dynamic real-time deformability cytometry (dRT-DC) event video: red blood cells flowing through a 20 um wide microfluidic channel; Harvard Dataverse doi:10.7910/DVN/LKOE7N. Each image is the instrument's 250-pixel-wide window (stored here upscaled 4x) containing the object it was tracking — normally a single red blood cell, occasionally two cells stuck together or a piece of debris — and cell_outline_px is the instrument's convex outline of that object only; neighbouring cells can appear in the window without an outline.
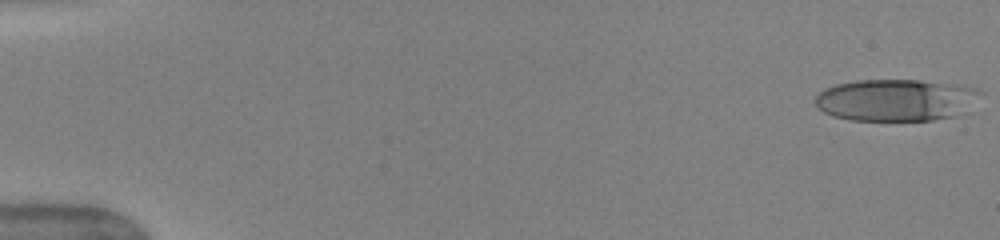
{"species": "human", "species_latin": "Homo sapiens", "temperature_condition": "warm", "stored_images_in_passage": 50, "camera_frame_rate_fps": 3000, "um_per_image_px": 0.085, "donor": {"sex": "female"}, "frame": {"image": 1, "passage_image": 1, "time_ms": 0.0, "image_size_px": [1000, 240], "cell_outline_px": [[984, 92], [956, 116], [932, 120], [852, 120], [832, 116], [824, 112], [816, 104], [816, 96], [824, 88], [836, 84], [856, 80], [920, 80], [956, 84], [972, 88]], "centroid_in_image_um": [76.11, 8.49], "position_along_channel_um": 8.9, "area_um2": 40.06}}
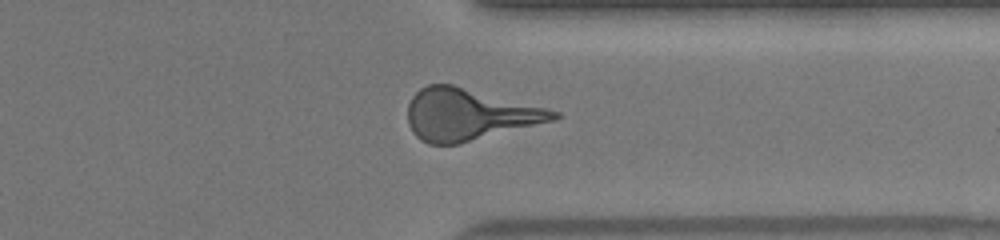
{"frame": {"image": 2, "passage_image": 40, "time_ms": 13.0, "image_size_px": [1000, 240], "cell_outline_px": [[560, 116], [556, 120], [460, 144], [428, 144], [420, 140], [412, 132], [408, 124], [408, 104], [412, 96], [420, 88], [428, 84], [452, 84], [560, 112]], "centroid_in_image_um": [39.82, 9.75], "position_along_channel_um": 371.6, "area_um2": 43.81}}
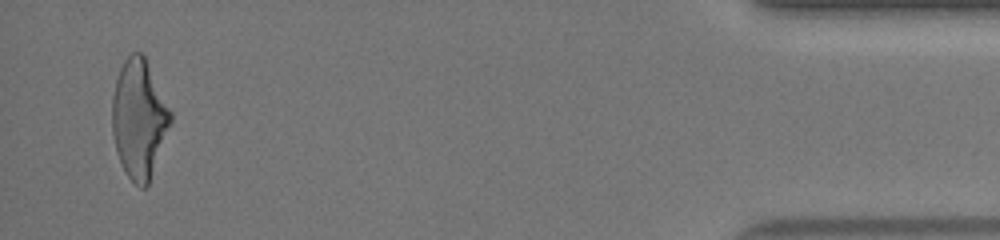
{"frame": {"image": 3, "passage_image": 49, "time_ms": 16.0, "image_size_px": [1000, 240], "cell_outline_px": [[172, 120], [148, 184], [144, 188], [140, 188], [128, 176], [116, 152], [112, 132], [112, 96], [116, 80], [120, 68], [124, 60], [132, 52], [140, 52], [144, 56], [172, 112]], "centroid_in_image_um": [11.81, 10.08], "position_along_channel_um": 423.4, "area_um2": 39.94}, "authors_computed_cell_mechanics": {"area_um2": 41.6449, "velocity_mm_per_s": 4.0312, "shape_relaxation_time_tau1_ms": 6.6905, "shape_relaxation_time_tau2_ms": 1.4942, "deformation_change_tau1": 0.2832, "deformation_change_tau2": 0.1547}}